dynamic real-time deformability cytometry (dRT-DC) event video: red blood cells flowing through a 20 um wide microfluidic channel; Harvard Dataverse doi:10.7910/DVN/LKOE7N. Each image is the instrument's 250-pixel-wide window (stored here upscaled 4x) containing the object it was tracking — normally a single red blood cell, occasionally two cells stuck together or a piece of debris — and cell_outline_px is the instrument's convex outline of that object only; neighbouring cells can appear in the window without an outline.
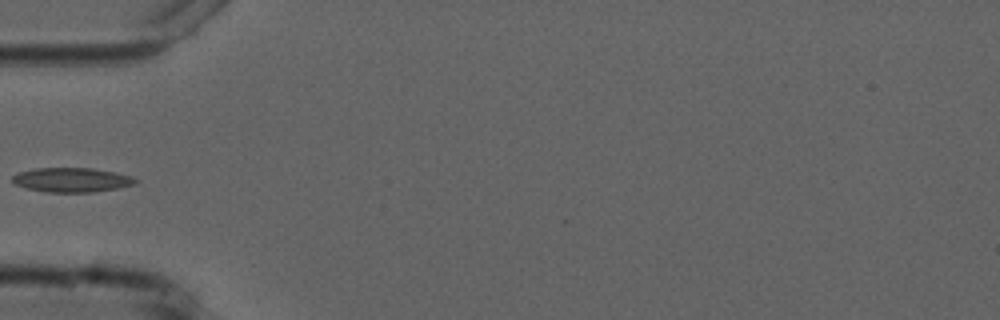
{"species": "common noctule bat (a hibernating species)", "species_latin": "Nyctalus noctula", "temperature_condition": "cold", "stored_images_in_passage": 2, "camera_frame_rate_fps": 3000, "um_per_image_px": 0.085, "animal": {"sex": "male", "forearm_length_mm": 52.5}, "frame": {"image": 1, "passage_image": 1, "time_ms": 0.0, "image_size_px": [1000, 320], "cell_outline_px": [[140, 180], [136, 184], [116, 188], [92, 192], [48, 192], [28, 188], [16, 184], [12, 180], [12, 176], [20, 172], [36, 168], [92, 168], [132, 176]], "centroid_in_image_um": [6.13, 15.29], "position_along_channel_um": 78.9, "area_um2": 17.28}}
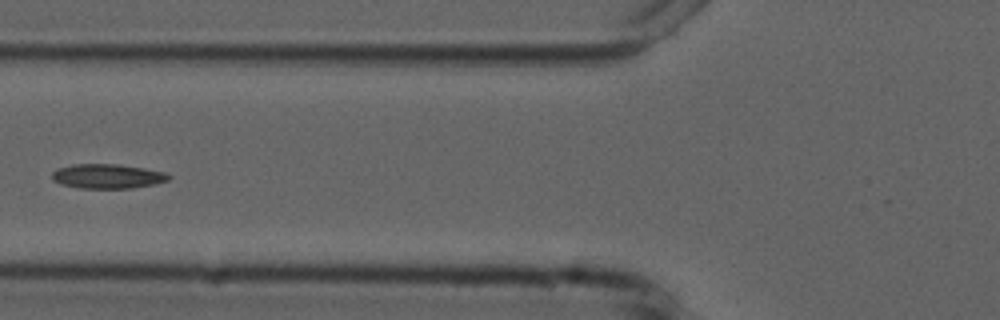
{"frame": {"image": 2, "passage_image": 2, "time_ms": 1.0, "image_size_px": [1000, 320], "cell_outline_px": [[172, 176], [168, 180], [152, 184], [132, 188], [80, 188], [60, 184], [52, 180], [52, 172], [56, 168], [72, 164], [116, 164], [164, 172]], "centroid_in_image_um": [9.07, 14.98], "position_along_channel_um": 116.7, "area_um2": 16.53}}